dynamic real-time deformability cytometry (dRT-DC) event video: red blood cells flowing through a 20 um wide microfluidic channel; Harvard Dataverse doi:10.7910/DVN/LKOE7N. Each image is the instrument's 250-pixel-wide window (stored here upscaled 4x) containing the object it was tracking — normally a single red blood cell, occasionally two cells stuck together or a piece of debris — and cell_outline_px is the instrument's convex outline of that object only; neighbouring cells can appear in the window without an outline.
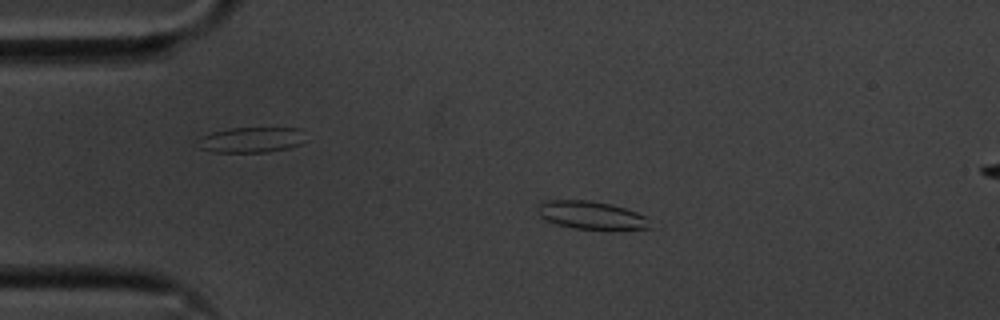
{"species": "common noctule bat (a hibernating species)", "species_latin": "Nyctalus noctula", "temperature_condition": "cold", "stored_images_in_passage": 46, "camera_frame_rate_fps": 3000, "um_per_image_px": 0.085, "animal": {"sex": "male", "body_mass_g": 20.1, "forearm_length_mm": 53.5}, "frame": {"image": 1, "passage_image": 1, "time_ms": 0.0, "image_size_px": [1000, 320], "cell_outline_px": [[652, 228], [608, 232], [572, 228], [556, 224], [544, 220], [540, 216], [540, 204], [544, 200], [588, 200], [612, 204], [648, 216]], "centroid_in_image_um": [50.36, 18.35], "position_along_channel_um": 34.6, "area_um2": 19.13}}
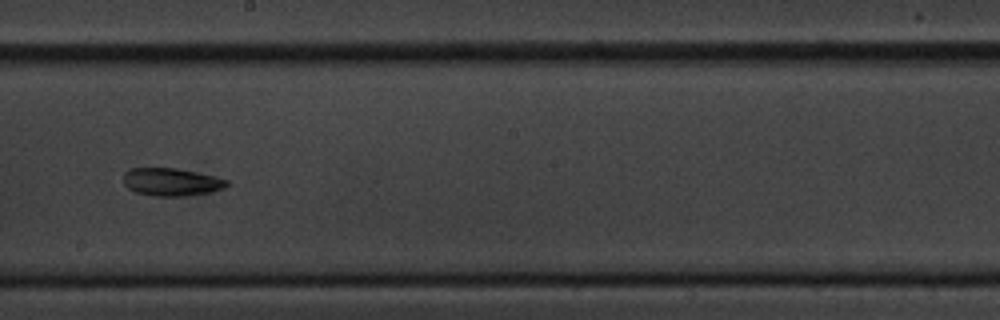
{"frame": {"image": 2, "passage_image": 21, "time_ms": 6.667, "image_size_px": [1000, 320], "cell_outline_px": [[232, 184], [224, 188], [212, 192], [184, 196], [152, 196], [136, 192], [128, 188], [124, 184], [124, 172], [128, 168], [176, 168], [196, 172], [228, 180]], "centroid_in_image_um": [14.58, 15.47], "position_along_channel_um": 233.6, "area_um2": 16.88}}
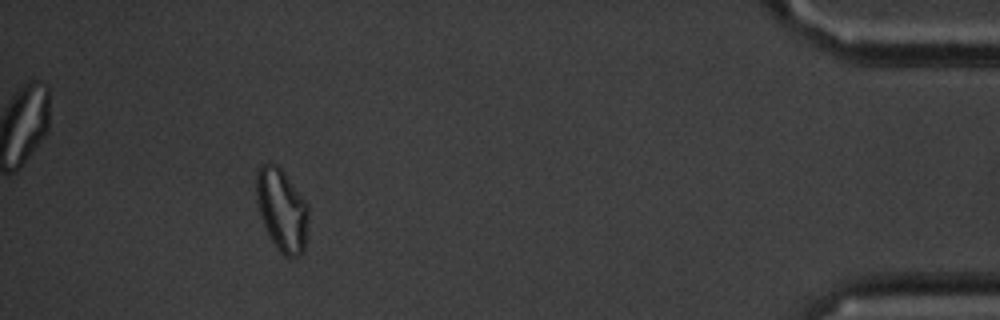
{"frame": {"image": 3, "passage_image": 41, "time_ms": 13.333, "image_size_px": [1000, 320], "cell_outline_px": [[308, 228], [304, 252], [300, 256], [292, 260], [284, 256], [280, 252], [272, 240], [264, 224], [260, 212], [256, 196], [256, 172], [264, 164], [276, 164], [284, 172], [308, 204]], "centroid_in_image_um": [24.0, 17.9], "position_along_channel_um": 411.2, "area_um2": 25.03}, "authors_computed_cell_mechanics": {"area_um2": 17.4556, "velocity_mm_per_s": 3.5502, "shape_relaxation_time_tau1_ms": null, "shape_relaxation_time_tau2_ms": 6.0958, "deformation_change_tau1": null, "deformation_change_tau2": 0.1258}}